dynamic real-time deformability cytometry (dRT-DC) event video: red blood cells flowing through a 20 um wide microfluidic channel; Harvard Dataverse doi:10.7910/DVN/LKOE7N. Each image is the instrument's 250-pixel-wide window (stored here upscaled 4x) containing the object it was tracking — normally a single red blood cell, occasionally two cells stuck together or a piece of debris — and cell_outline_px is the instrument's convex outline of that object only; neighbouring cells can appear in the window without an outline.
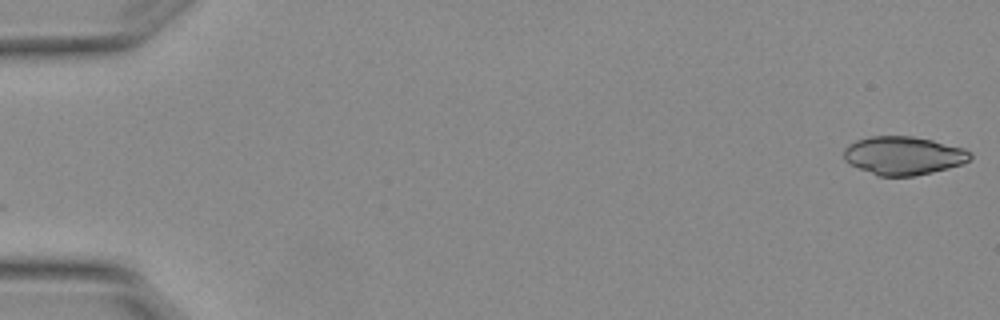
{"species": "Egyptian fruit bat (a non-hibernating species)", "species_latin": "Rousettus aegyptiacus", "temperature_condition": "warm", "stored_images_in_passage": 2, "camera_frame_rate_fps": 3000, "um_per_image_px": 0.085, "animal": {"sex": "female"}, "frame": {"image": 1, "passage_image": 2, "time_ms": 0.333, "image_size_px": [1000, 320], "cell_outline_px": [[972, 156], [964, 164], [932, 172], [912, 176], [876, 176], [848, 164], [844, 160], [844, 148], [848, 144], [856, 140], [872, 136], [912, 136], [932, 140], [964, 148], [972, 152]], "centroid_in_image_um": [76.77, 13.23], "position_along_channel_um": 8.2, "area_um2": 28.5}}